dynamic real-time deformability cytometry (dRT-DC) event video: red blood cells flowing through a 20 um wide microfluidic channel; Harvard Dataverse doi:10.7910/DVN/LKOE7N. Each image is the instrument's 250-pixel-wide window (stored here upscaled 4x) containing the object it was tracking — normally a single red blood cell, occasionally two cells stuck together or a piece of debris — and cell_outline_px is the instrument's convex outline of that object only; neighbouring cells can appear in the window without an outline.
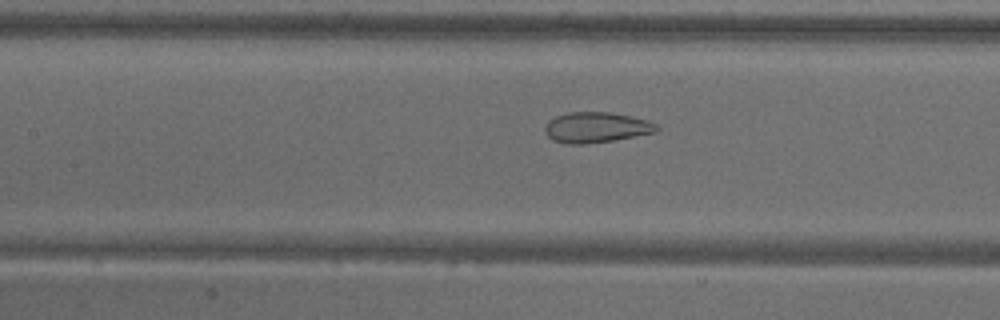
{"species": "common noctule bat (a hibernating species)", "species_latin": "Nyctalus noctula", "temperature_condition": "warm", "stored_images_in_passage": 55, "camera_frame_rate_fps": 3000, "um_per_image_px": 0.085, "animal": {"sex": "male", "body_mass_g": 18.8}, "frame": {"image": 1, "passage_image": 25, "time_ms": 8.0, "image_size_px": [1000, 320], "cell_outline_px": [[660, 128], [656, 132], [612, 140], [584, 144], [564, 144], [552, 140], [544, 132], [544, 128], [548, 120], [556, 116], [568, 112], [608, 112], [632, 116], [656, 124]], "centroid_in_image_um": [50.62, 10.83], "position_along_channel_um": 156.8, "area_um2": 19.83}}
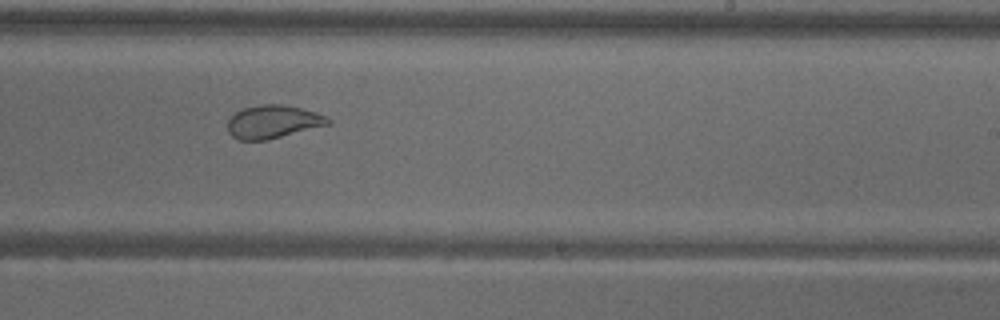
{"frame": {"image": 2, "passage_image": 34, "time_ms": 11.0, "image_size_px": [1000, 320], "cell_outline_px": [[332, 124], [268, 140], [240, 140], [232, 136], [228, 132], [228, 120], [236, 112], [244, 108], [260, 104], [280, 104], [300, 108], [316, 112], [332, 120]], "centroid_in_image_um": [23.23, 10.36], "position_along_channel_um": 265.8, "area_um2": 19.42}}
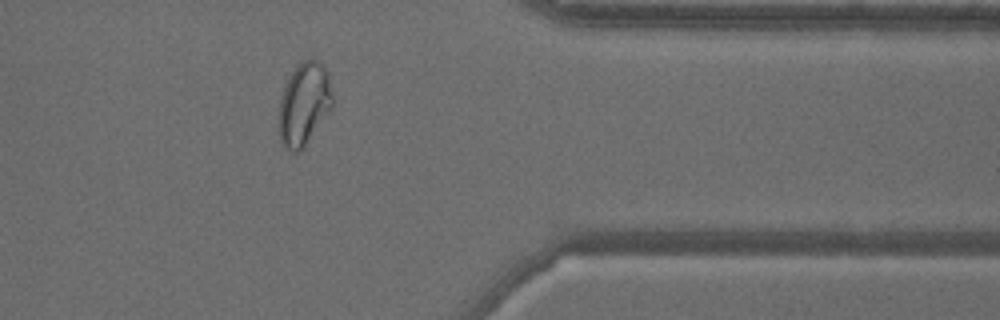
{"frame": {"image": 3, "passage_image": 45, "time_ms": 14.667, "image_size_px": [1000, 320], "cell_outline_px": [[332, 108], [304, 148], [300, 152], [292, 152], [280, 140], [280, 100], [284, 88], [296, 64], [300, 60], [316, 60], [328, 72], [332, 96]], "centroid_in_image_um": [25.87, 8.84], "position_along_channel_um": 385.5, "area_um2": 25.49}, "authors_computed_cell_mechanics": {"area_um2": 26.3568, "velocity_mm_per_s": 3.6401, "shape_relaxation_time_tau1_ms": null, "shape_relaxation_time_tau2_ms": 0.8149, "deformation_change_tau1": null, "deformation_change_tau2": 0.0741}}